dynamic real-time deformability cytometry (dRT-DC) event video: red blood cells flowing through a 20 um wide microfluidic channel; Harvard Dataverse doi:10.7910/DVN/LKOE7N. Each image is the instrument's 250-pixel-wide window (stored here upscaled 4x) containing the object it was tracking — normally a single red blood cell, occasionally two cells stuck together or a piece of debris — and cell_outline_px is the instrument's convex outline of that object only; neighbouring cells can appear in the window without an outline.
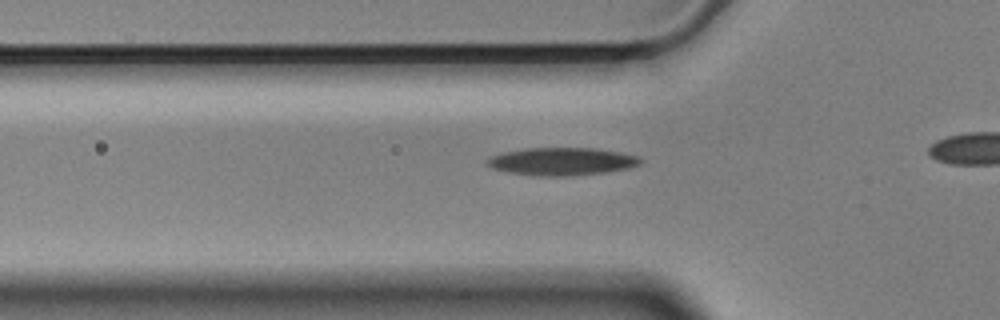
{"species": "Egyptian fruit bat (a non-hibernating species)", "species_latin": "Rousettus aegyptiacus", "temperature_condition": "cold", "stored_images_in_passage": 40, "camera_frame_rate_fps": 3000, "um_per_image_px": 0.085, "animal": {"sex": "male"}, "frame": {"image": 1, "passage_image": 13, "time_ms": 4.0, "image_size_px": [1000, 320], "cell_outline_px": [[640, 164], [628, 168], [604, 172], [572, 176], [532, 176], [508, 172], [492, 168], [488, 164], [488, 160], [492, 156], [504, 152], [524, 148], [596, 148], [636, 156], [640, 160]], "centroid_in_image_um": [47.72, 13.73], "position_along_channel_um": 78.1, "area_um2": 24.51}}
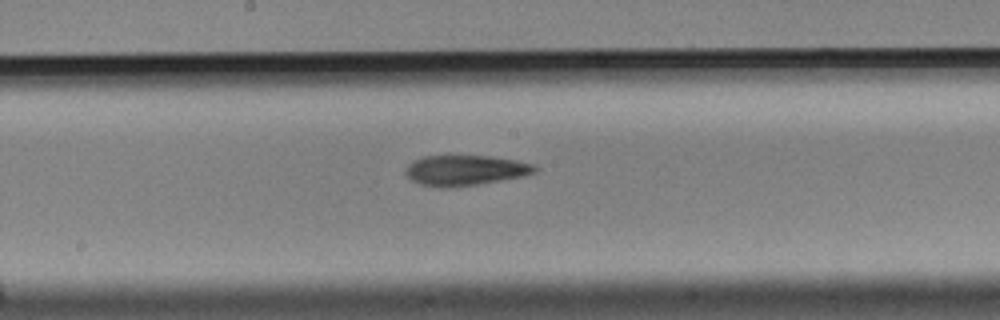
{"frame": {"image": 2, "passage_image": 24, "time_ms": 7.667, "image_size_px": [1000, 320], "cell_outline_px": [[540, 168], [536, 172], [524, 176], [476, 184], [448, 188], [440, 188], [420, 184], [412, 180], [404, 172], [408, 164], [424, 156], [488, 156], [516, 160], [532, 164]], "centroid_in_image_um": [39.55, 14.48], "position_along_channel_um": 208.6, "area_um2": 22.72}}
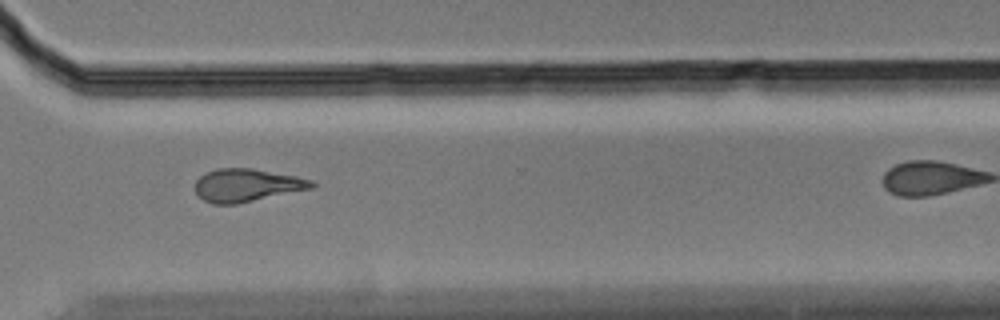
{"frame": {"image": 3, "passage_image": 36, "time_ms": 11.667, "image_size_px": [1000, 320], "cell_outline_px": [[316, 184], [312, 188], [236, 204], [212, 204], [204, 200], [196, 192], [196, 180], [200, 176], [216, 168], [252, 168], [296, 176], [312, 180]], "centroid_in_image_um": [20.97, 15.74], "position_along_channel_um": 349.6, "area_um2": 22.14}}